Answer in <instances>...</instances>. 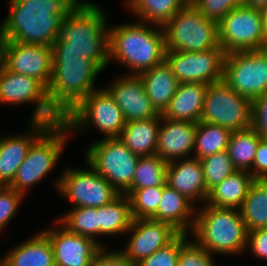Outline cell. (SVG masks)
Masks as SVG:
<instances>
[{"mask_svg": "<svg viewBox=\"0 0 267 266\" xmlns=\"http://www.w3.org/2000/svg\"><path fill=\"white\" fill-rule=\"evenodd\" d=\"M108 16L99 5H77L59 25L53 52H73L102 71L109 64Z\"/></svg>", "mask_w": 267, "mask_h": 266, "instance_id": "1", "label": "cell"}, {"mask_svg": "<svg viewBox=\"0 0 267 266\" xmlns=\"http://www.w3.org/2000/svg\"><path fill=\"white\" fill-rule=\"evenodd\" d=\"M76 6L71 0H10L0 28L10 41L52 47L59 25Z\"/></svg>", "mask_w": 267, "mask_h": 266, "instance_id": "2", "label": "cell"}, {"mask_svg": "<svg viewBox=\"0 0 267 266\" xmlns=\"http://www.w3.org/2000/svg\"><path fill=\"white\" fill-rule=\"evenodd\" d=\"M135 22V23H134ZM108 28L109 63L117 61L139 75L165 60V34L161 26L134 21Z\"/></svg>", "mask_w": 267, "mask_h": 266, "instance_id": "3", "label": "cell"}, {"mask_svg": "<svg viewBox=\"0 0 267 266\" xmlns=\"http://www.w3.org/2000/svg\"><path fill=\"white\" fill-rule=\"evenodd\" d=\"M102 70L91 60L73 52H53V72L47 87L48 100L64 118L85 97L100 87L95 80Z\"/></svg>", "mask_w": 267, "mask_h": 266, "instance_id": "4", "label": "cell"}, {"mask_svg": "<svg viewBox=\"0 0 267 266\" xmlns=\"http://www.w3.org/2000/svg\"><path fill=\"white\" fill-rule=\"evenodd\" d=\"M191 239L210 254L240 255L247 248L248 232L236 208H218L206 203L196 209Z\"/></svg>", "mask_w": 267, "mask_h": 266, "instance_id": "5", "label": "cell"}, {"mask_svg": "<svg viewBox=\"0 0 267 266\" xmlns=\"http://www.w3.org/2000/svg\"><path fill=\"white\" fill-rule=\"evenodd\" d=\"M69 134L72 133L64 121L51 124L33 142L8 187L26 196L28 189L40 182L55 167L70 138Z\"/></svg>", "mask_w": 267, "mask_h": 266, "instance_id": "6", "label": "cell"}, {"mask_svg": "<svg viewBox=\"0 0 267 266\" xmlns=\"http://www.w3.org/2000/svg\"><path fill=\"white\" fill-rule=\"evenodd\" d=\"M166 51L199 52L218 48V22L204 17L191 3L163 27Z\"/></svg>", "mask_w": 267, "mask_h": 266, "instance_id": "7", "label": "cell"}, {"mask_svg": "<svg viewBox=\"0 0 267 266\" xmlns=\"http://www.w3.org/2000/svg\"><path fill=\"white\" fill-rule=\"evenodd\" d=\"M63 121L72 134L87 130L92 125L105 138H119L126 124L121 109L105 88H99L85 97Z\"/></svg>", "mask_w": 267, "mask_h": 266, "instance_id": "8", "label": "cell"}, {"mask_svg": "<svg viewBox=\"0 0 267 266\" xmlns=\"http://www.w3.org/2000/svg\"><path fill=\"white\" fill-rule=\"evenodd\" d=\"M85 155V161L120 194L131 189L139 156L119 138L100 139L87 147Z\"/></svg>", "mask_w": 267, "mask_h": 266, "instance_id": "9", "label": "cell"}, {"mask_svg": "<svg viewBox=\"0 0 267 266\" xmlns=\"http://www.w3.org/2000/svg\"><path fill=\"white\" fill-rule=\"evenodd\" d=\"M87 169L64 168L54 186L73 207L98 208L109 204L120 193L87 163Z\"/></svg>", "mask_w": 267, "mask_h": 266, "instance_id": "10", "label": "cell"}, {"mask_svg": "<svg viewBox=\"0 0 267 266\" xmlns=\"http://www.w3.org/2000/svg\"><path fill=\"white\" fill-rule=\"evenodd\" d=\"M200 121L220 125L231 132L252 126V102L223 80L208 85Z\"/></svg>", "mask_w": 267, "mask_h": 266, "instance_id": "11", "label": "cell"}, {"mask_svg": "<svg viewBox=\"0 0 267 266\" xmlns=\"http://www.w3.org/2000/svg\"><path fill=\"white\" fill-rule=\"evenodd\" d=\"M223 81L253 102L267 92V48L226 53Z\"/></svg>", "mask_w": 267, "mask_h": 266, "instance_id": "12", "label": "cell"}, {"mask_svg": "<svg viewBox=\"0 0 267 266\" xmlns=\"http://www.w3.org/2000/svg\"><path fill=\"white\" fill-rule=\"evenodd\" d=\"M220 46L226 53L267 48L260 10L241 5L218 22Z\"/></svg>", "mask_w": 267, "mask_h": 266, "instance_id": "13", "label": "cell"}, {"mask_svg": "<svg viewBox=\"0 0 267 266\" xmlns=\"http://www.w3.org/2000/svg\"><path fill=\"white\" fill-rule=\"evenodd\" d=\"M0 103L22 105L34 103L31 121H44L55 124L63 118L53 109L47 88L37 79L11 72L5 66L0 68Z\"/></svg>", "mask_w": 267, "mask_h": 266, "instance_id": "14", "label": "cell"}, {"mask_svg": "<svg viewBox=\"0 0 267 266\" xmlns=\"http://www.w3.org/2000/svg\"><path fill=\"white\" fill-rule=\"evenodd\" d=\"M225 56L218 47L199 52L166 51L165 60L180 83L210 85L223 80Z\"/></svg>", "mask_w": 267, "mask_h": 266, "instance_id": "15", "label": "cell"}, {"mask_svg": "<svg viewBox=\"0 0 267 266\" xmlns=\"http://www.w3.org/2000/svg\"><path fill=\"white\" fill-rule=\"evenodd\" d=\"M126 247L120 251L135 265L171 243L180 233L171 225L152 219H133Z\"/></svg>", "mask_w": 267, "mask_h": 266, "instance_id": "16", "label": "cell"}, {"mask_svg": "<svg viewBox=\"0 0 267 266\" xmlns=\"http://www.w3.org/2000/svg\"><path fill=\"white\" fill-rule=\"evenodd\" d=\"M54 223L57 224L56 228L42 231L48 236L52 245L55 265L91 266L102 246L90 237L70 232L57 219Z\"/></svg>", "mask_w": 267, "mask_h": 266, "instance_id": "17", "label": "cell"}, {"mask_svg": "<svg viewBox=\"0 0 267 266\" xmlns=\"http://www.w3.org/2000/svg\"><path fill=\"white\" fill-rule=\"evenodd\" d=\"M5 67L11 72L33 77L47 88L53 72V49L9 41Z\"/></svg>", "mask_w": 267, "mask_h": 266, "instance_id": "18", "label": "cell"}, {"mask_svg": "<svg viewBox=\"0 0 267 266\" xmlns=\"http://www.w3.org/2000/svg\"><path fill=\"white\" fill-rule=\"evenodd\" d=\"M105 89L114 98L126 122L153 119L160 115L148 98L138 75H120Z\"/></svg>", "mask_w": 267, "mask_h": 266, "instance_id": "19", "label": "cell"}, {"mask_svg": "<svg viewBox=\"0 0 267 266\" xmlns=\"http://www.w3.org/2000/svg\"><path fill=\"white\" fill-rule=\"evenodd\" d=\"M27 132L0 136V186H9L33 142L51 125L44 121L29 120Z\"/></svg>", "mask_w": 267, "mask_h": 266, "instance_id": "20", "label": "cell"}, {"mask_svg": "<svg viewBox=\"0 0 267 266\" xmlns=\"http://www.w3.org/2000/svg\"><path fill=\"white\" fill-rule=\"evenodd\" d=\"M196 122L172 121L161 116L156 154L166 162L193 157Z\"/></svg>", "mask_w": 267, "mask_h": 266, "instance_id": "21", "label": "cell"}, {"mask_svg": "<svg viewBox=\"0 0 267 266\" xmlns=\"http://www.w3.org/2000/svg\"><path fill=\"white\" fill-rule=\"evenodd\" d=\"M166 183L195 206L197 202L206 203L209 192L200 159L190 157L168 162Z\"/></svg>", "mask_w": 267, "mask_h": 266, "instance_id": "22", "label": "cell"}, {"mask_svg": "<svg viewBox=\"0 0 267 266\" xmlns=\"http://www.w3.org/2000/svg\"><path fill=\"white\" fill-rule=\"evenodd\" d=\"M196 209L191 201L166 183L156 211V221L171 225L180 234H189L194 225Z\"/></svg>", "mask_w": 267, "mask_h": 266, "instance_id": "23", "label": "cell"}, {"mask_svg": "<svg viewBox=\"0 0 267 266\" xmlns=\"http://www.w3.org/2000/svg\"><path fill=\"white\" fill-rule=\"evenodd\" d=\"M207 88L203 83H179L161 116L172 121L200 122Z\"/></svg>", "mask_w": 267, "mask_h": 266, "instance_id": "24", "label": "cell"}, {"mask_svg": "<svg viewBox=\"0 0 267 266\" xmlns=\"http://www.w3.org/2000/svg\"><path fill=\"white\" fill-rule=\"evenodd\" d=\"M153 107L162 114L177 91L179 81L166 60L138 75Z\"/></svg>", "mask_w": 267, "mask_h": 266, "instance_id": "25", "label": "cell"}, {"mask_svg": "<svg viewBox=\"0 0 267 266\" xmlns=\"http://www.w3.org/2000/svg\"><path fill=\"white\" fill-rule=\"evenodd\" d=\"M5 266H56L52 245L41 230L4 256Z\"/></svg>", "mask_w": 267, "mask_h": 266, "instance_id": "26", "label": "cell"}, {"mask_svg": "<svg viewBox=\"0 0 267 266\" xmlns=\"http://www.w3.org/2000/svg\"><path fill=\"white\" fill-rule=\"evenodd\" d=\"M254 181L249 171L236 170L209 191L206 204L239 209Z\"/></svg>", "mask_w": 267, "mask_h": 266, "instance_id": "27", "label": "cell"}, {"mask_svg": "<svg viewBox=\"0 0 267 266\" xmlns=\"http://www.w3.org/2000/svg\"><path fill=\"white\" fill-rule=\"evenodd\" d=\"M161 114L157 118L126 122L119 139L138 156L156 154Z\"/></svg>", "mask_w": 267, "mask_h": 266, "instance_id": "28", "label": "cell"}, {"mask_svg": "<svg viewBox=\"0 0 267 266\" xmlns=\"http://www.w3.org/2000/svg\"><path fill=\"white\" fill-rule=\"evenodd\" d=\"M98 235L116 236L126 234L133 217L130 199L126 194H120L109 204L97 208Z\"/></svg>", "mask_w": 267, "mask_h": 266, "instance_id": "29", "label": "cell"}, {"mask_svg": "<svg viewBox=\"0 0 267 266\" xmlns=\"http://www.w3.org/2000/svg\"><path fill=\"white\" fill-rule=\"evenodd\" d=\"M124 4L138 21L163 27L188 2L186 0H126Z\"/></svg>", "mask_w": 267, "mask_h": 266, "instance_id": "30", "label": "cell"}, {"mask_svg": "<svg viewBox=\"0 0 267 266\" xmlns=\"http://www.w3.org/2000/svg\"><path fill=\"white\" fill-rule=\"evenodd\" d=\"M247 232L267 228V181L255 180L239 208Z\"/></svg>", "mask_w": 267, "mask_h": 266, "instance_id": "31", "label": "cell"}, {"mask_svg": "<svg viewBox=\"0 0 267 266\" xmlns=\"http://www.w3.org/2000/svg\"><path fill=\"white\" fill-rule=\"evenodd\" d=\"M260 137L252 126L231 133L227 152L237 170L249 171L252 168Z\"/></svg>", "mask_w": 267, "mask_h": 266, "instance_id": "32", "label": "cell"}, {"mask_svg": "<svg viewBox=\"0 0 267 266\" xmlns=\"http://www.w3.org/2000/svg\"><path fill=\"white\" fill-rule=\"evenodd\" d=\"M231 131L215 124L200 121L197 123L193 157L202 159L227 150Z\"/></svg>", "mask_w": 267, "mask_h": 266, "instance_id": "33", "label": "cell"}, {"mask_svg": "<svg viewBox=\"0 0 267 266\" xmlns=\"http://www.w3.org/2000/svg\"><path fill=\"white\" fill-rule=\"evenodd\" d=\"M168 162L157 154L139 156L132 180V187L126 193L129 196L135 189L145 187H163L167 179Z\"/></svg>", "mask_w": 267, "mask_h": 266, "instance_id": "34", "label": "cell"}, {"mask_svg": "<svg viewBox=\"0 0 267 266\" xmlns=\"http://www.w3.org/2000/svg\"><path fill=\"white\" fill-rule=\"evenodd\" d=\"M70 232L94 239L102 247L103 242L98 240V213L97 208L74 207L65 215L57 218Z\"/></svg>", "mask_w": 267, "mask_h": 266, "instance_id": "35", "label": "cell"}, {"mask_svg": "<svg viewBox=\"0 0 267 266\" xmlns=\"http://www.w3.org/2000/svg\"><path fill=\"white\" fill-rule=\"evenodd\" d=\"M163 187L135 189L128 197L133 219L156 221V211L161 200Z\"/></svg>", "mask_w": 267, "mask_h": 266, "instance_id": "36", "label": "cell"}, {"mask_svg": "<svg viewBox=\"0 0 267 266\" xmlns=\"http://www.w3.org/2000/svg\"><path fill=\"white\" fill-rule=\"evenodd\" d=\"M200 161L208 192L237 170L234 167L227 150L204 157L200 159Z\"/></svg>", "mask_w": 267, "mask_h": 266, "instance_id": "37", "label": "cell"}, {"mask_svg": "<svg viewBox=\"0 0 267 266\" xmlns=\"http://www.w3.org/2000/svg\"><path fill=\"white\" fill-rule=\"evenodd\" d=\"M188 234H180V252L178 266H217L213 254L189 240Z\"/></svg>", "mask_w": 267, "mask_h": 266, "instance_id": "38", "label": "cell"}, {"mask_svg": "<svg viewBox=\"0 0 267 266\" xmlns=\"http://www.w3.org/2000/svg\"><path fill=\"white\" fill-rule=\"evenodd\" d=\"M24 197L8 186H0V233L15 217Z\"/></svg>", "mask_w": 267, "mask_h": 266, "instance_id": "39", "label": "cell"}, {"mask_svg": "<svg viewBox=\"0 0 267 266\" xmlns=\"http://www.w3.org/2000/svg\"><path fill=\"white\" fill-rule=\"evenodd\" d=\"M191 4L204 17L219 22L232 9L243 5V0H194Z\"/></svg>", "mask_w": 267, "mask_h": 266, "instance_id": "40", "label": "cell"}, {"mask_svg": "<svg viewBox=\"0 0 267 266\" xmlns=\"http://www.w3.org/2000/svg\"><path fill=\"white\" fill-rule=\"evenodd\" d=\"M180 234L167 246L154 252L135 266H178Z\"/></svg>", "mask_w": 267, "mask_h": 266, "instance_id": "41", "label": "cell"}, {"mask_svg": "<svg viewBox=\"0 0 267 266\" xmlns=\"http://www.w3.org/2000/svg\"><path fill=\"white\" fill-rule=\"evenodd\" d=\"M252 127L267 138V92L252 102Z\"/></svg>", "mask_w": 267, "mask_h": 266, "instance_id": "42", "label": "cell"}, {"mask_svg": "<svg viewBox=\"0 0 267 266\" xmlns=\"http://www.w3.org/2000/svg\"><path fill=\"white\" fill-rule=\"evenodd\" d=\"M102 247L94 257L91 266H135L121 251ZM110 251V252H108Z\"/></svg>", "mask_w": 267, "mask_h": 266, "instance_id": "43", "label": "cell"}, {"mask_svg": "<svg viewBox=\"0 0 267 266\" xmlns=\"http://www.w3.org/2000/svg\"><path fill=\"white\" fill-rule=\"evenodd\" d=\"M256 258L267 260V228L248 232L247 248Z\"/></svg>", "mask_w": 267, "mask_h": 266, "instance_id": "44", "label": "cell"}, {"mask_svg": "<svg viewBox=\"0 0 267 266\" xmlns=\"http://www.w3.org/2000/svg\"><path fill=\"white\" fill-rule=\"evenodd\" d=\"M249 172L255 180L267 179V138L260 137L252 168Z\"/></svg>", "mask_w": 267, "mask_h": 266, "instance_id": "45", "label": "cell"}, {"mask_svg": "<svg viewBox=\"0 0 267 266\" xmlns=\"http://www.w3.org/2000/svg\"><path fill=\"white\" fill-rule=\"evenodd\" d=\"M9 41V37L0 28V68L6 65L7 46Z\"/></svg>", "mask_w": 267, "mask_h": 266, "instance_id": "46", "label": "cell"}, {"mask_svg": "<svg viewBox=\"0 0 267 266\" xmlns=\"http://www.w3.org/2000/svg\"><path fill=\"white\" fill-rule=\"evenodd\" d=\"M243 5L251 8L261 9L267 5V0H243Z\"/></svg>", "mask_w": 267, "mask_h": 266, "instance_id": "47", "label": "cell"}, {"mask_svg": "<svg viewBox=\"0 0 267 266\" xmlns=\"http://www.w3.org/2000/svg\"><path fill=\"white\" fill-rule=\"evenodd\" d=\"M260 10V14H261V19H262V23H263V30H264V34L267 40V5L262 7Z\"/></svg>", "mask_w": 267, "mask_h": 266, "instance_id": "48", "label": "cell"}, {"mask_svg": "<svg viewBox=\"0 0 267 266\" xmlns=\"http://www.w3.org/2000/svg\"><path fill=\"white\" fill-rule=\"evenodd\" d=\"M0 266H5L4 256L2 259L0 258Z\"/></svg>", "mask_w": 267, "mask_h": 266, "instance_id": "49", "label": "cell"}, {"mask_svg": "<svg viewBox=\"0 0 267 266\" xmlns=\"http://www.w3.org/2000/svg\"><path fill=\"white\" fill-rule=\"evenodd\" d=\"M188 3H191V2H193L194 0H186Z\"/></svg>", "mask_w": 267, "mask_h": 266, "instance_id": "50", "label": "cell"}]
</instances>
